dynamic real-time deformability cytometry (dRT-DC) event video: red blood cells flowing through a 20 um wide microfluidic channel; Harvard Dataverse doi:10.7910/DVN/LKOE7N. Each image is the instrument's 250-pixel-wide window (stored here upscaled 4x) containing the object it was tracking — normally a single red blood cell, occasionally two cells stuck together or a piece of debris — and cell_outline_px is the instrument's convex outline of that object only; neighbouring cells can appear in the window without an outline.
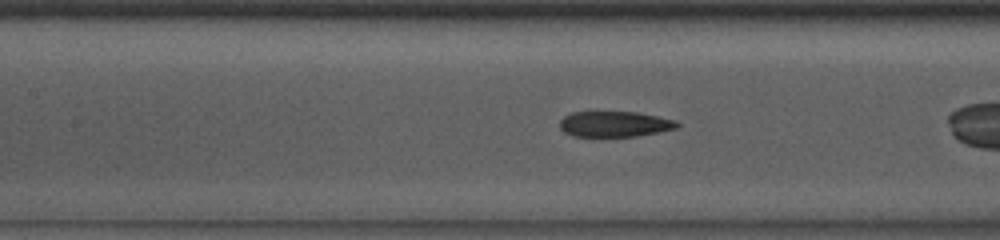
{"species": "common noctule bat (a hibernating species)", "species_latin": "Nyctalus noctula", "temperature_condition": "room temperature", "stored_images_in_passage": 27, "camera_frame_rate_fps": 3000, "um_per_image_px": 0.085, "animal": {"sex": "male", "body_mass_g": 13.0, "forearm_length_mm": 53.1}, "frame": {"image": 1, "passage_image": 8, "time_ms": 2.333, "image_size_px": [1000, 240], "cell_outline_px": [[680, 124], [676, 128], [636, 136], [572, 136], [564, 132], [560, 128], [560, 120], [564, 116], [572, 112], [636, 112], [676, 120]], "centroid_in_image_um": [52.21, 10.54], "position_along_channel_um": 155.2, "area_um2": 17.34}}